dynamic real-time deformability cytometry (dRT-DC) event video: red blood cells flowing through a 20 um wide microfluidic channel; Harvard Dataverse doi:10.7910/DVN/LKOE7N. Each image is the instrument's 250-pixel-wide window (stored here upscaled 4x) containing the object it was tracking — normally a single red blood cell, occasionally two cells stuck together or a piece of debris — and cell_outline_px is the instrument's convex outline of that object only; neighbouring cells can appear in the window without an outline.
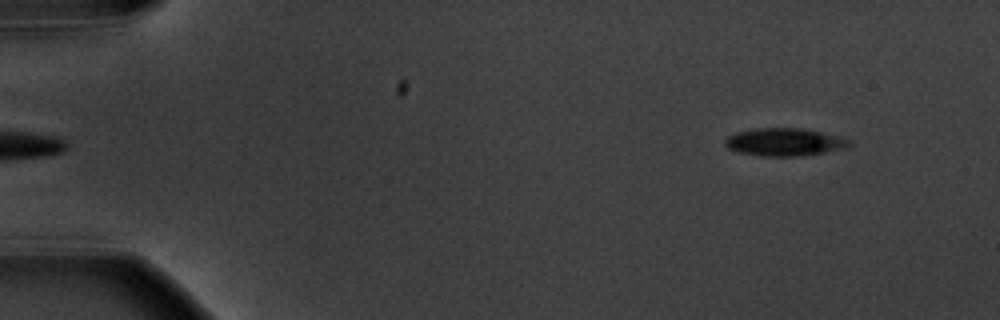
{"species": "common noctule bat (a hibernating species)", "species_latin": "Nyctalus noctula", "temperature_condition": "warm", "stored_images_in_passage": 6, "camera_frame_rate_fps": 3000, "um_per_image_px": 0.085, "animal": {"sex": "male", "body_mass_g": 20.1, "forearm_length_mm": 53.5}, "frame": {"image": 1, "passage_image": 6, "time_ms": 6.667, "image_size_px": [1000, 320], "cell_outline_px": [[848, 144], [844, 148], [804, 156], [760, 156], [740, 152], [728, 148], [724, 144], [724, 140], [728, 136], [736, 132], [756, 128], [804, 128], [840, 136], [848, 140]], "centroid_in_image_um": [66.63, 12.07], "position_along_channel_um": 18.4, "area_um2": 20.0}}